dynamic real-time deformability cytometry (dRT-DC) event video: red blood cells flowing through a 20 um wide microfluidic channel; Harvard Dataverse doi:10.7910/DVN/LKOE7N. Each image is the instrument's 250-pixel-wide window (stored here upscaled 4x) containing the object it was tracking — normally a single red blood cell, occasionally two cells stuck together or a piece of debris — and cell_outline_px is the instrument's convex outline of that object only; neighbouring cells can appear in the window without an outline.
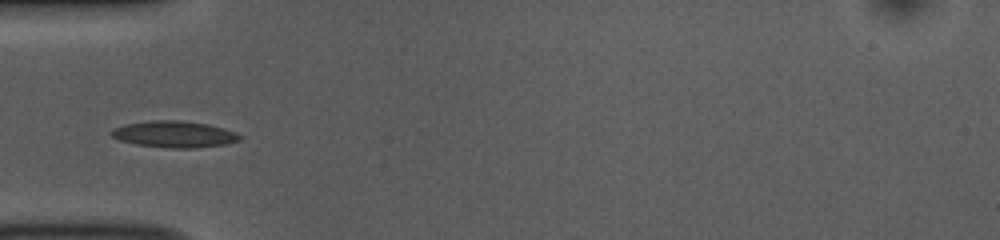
{"species": "common noctule bat (a hibernating species)", "species_latin": "Nyctalus noctula", "temperature_condition": "room temperature", "stored_images_in_passage": 37, "camera_frame_rate_fps": 3000, "um_per_image_px": 0.085, "animal": {"sex": "female", "body_mass_g": 10.0, "forearm_length_mm": 53.1}, "frame": {"image": 1, "passage_image": 1, "time_ms": 0.0, "image_size_px": [1000, 240], "cell_outline_px": [[244, 136], [240, 140], [224, 144], [192, 148], [168, 148], [136, 144], [120, 140], [112, 136], [108, 132], [112, 128], [124, 124], [148, 120], [180, 120], [208, 124], [224, 128], [236, 132]], "centroid_in_image_um": [14.8, 11.4], "position_along_channel_um": 70.2, "area_um2": 20.0}}
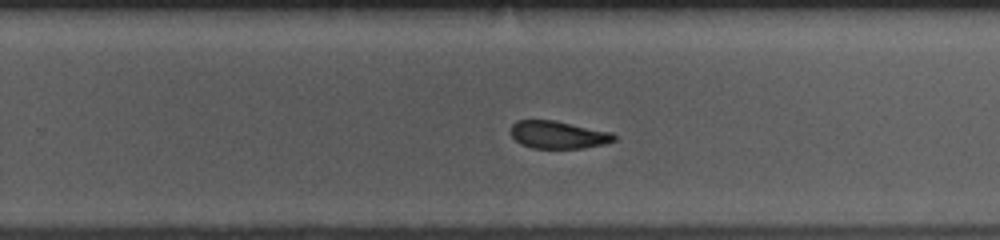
{"frame": {"image": 2, "passage_image": 18, "time_ms": 5.667, "image_size_px": [1000, 240], "cell_outline_px": [[616, 140], [604, 144], [584, 148], [532, 148], [520, 144], [512, 136], [512, 124], [516, 120], [556, 120], [612, 132], [616, 136]], "centroid_in_image_um": [47.47, 11.45], "position_along_channel_um": 282.3, "area_um2": 16.7}}
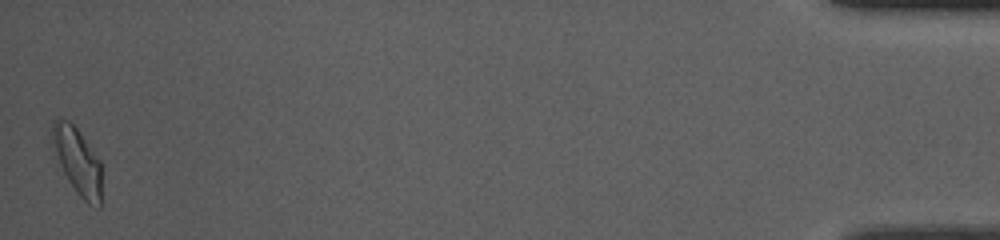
{"frame": {"image": 3, "passage_image": 37, "time_ms": 12.0, "image_size_px": [1000, 240], "cell_outline_px": [[100, 208], [88, 204], [76, 192], [52, 156], [52, 124], [60, 116], [68, 120], [76, 128], [100, 160]], "centroid_in_image_um": [6.52, 13.67], "position_along_channel_um": 428.7, "area_um2": 19.31}, "authors_computed_cell_mechanics": {"area_um2": 17.7446, "velocity_mm_per_s": 3.7387, "shape_relaxation_time_tau1_ms": 2.9288, "shape_relaxation_time_tau2_ms": 3.1204, "deformation_change_tau1": 0.0975, "deformation_change_tau2": 0.0673}}